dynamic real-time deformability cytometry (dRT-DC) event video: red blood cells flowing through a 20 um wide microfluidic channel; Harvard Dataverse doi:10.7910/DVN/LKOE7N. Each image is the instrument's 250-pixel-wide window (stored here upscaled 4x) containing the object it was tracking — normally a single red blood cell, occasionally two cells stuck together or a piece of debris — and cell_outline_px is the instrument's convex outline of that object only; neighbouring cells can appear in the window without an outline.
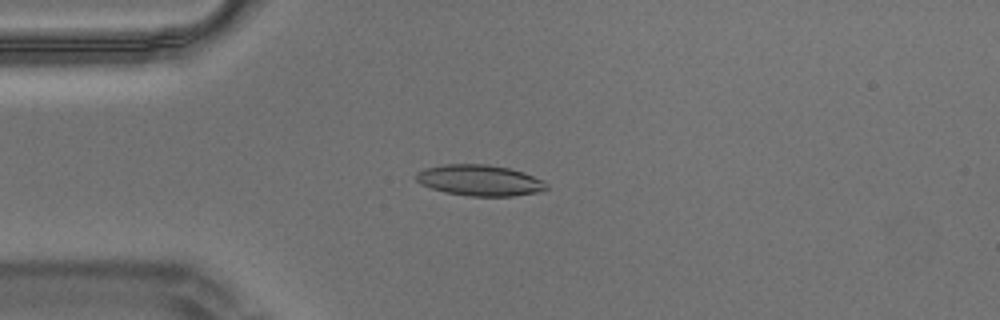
{"species": "Egyptian fruit bat (a non-hibernating species)", "species_latin": "Rousettus aegyptiacus", "temperature_condition": "warm", "stored_images_in_passage": 56, "camera_frame_rate_fps": 3000, "um_per_image_px": 0.085, "animal": {"sex": "male"}, "frame": {"image": 1, "passage_image": 13, "time_ms": 4.0, "image_size_px": [1000, 320], "cell_outline_px": [[548, 188], [536, 192], [512, 196], [468, 196], [444, 192], [420, 184], [416, 180], [416, 172], [424, 168], [440, 164], [488, 164], [508, 168], [524, 172], [544, 180], [548, 184]], "centroid_in_image_um": [40.75, 15.32], "position_along_channel_um": 44.2, "area_um2": 23.7}}
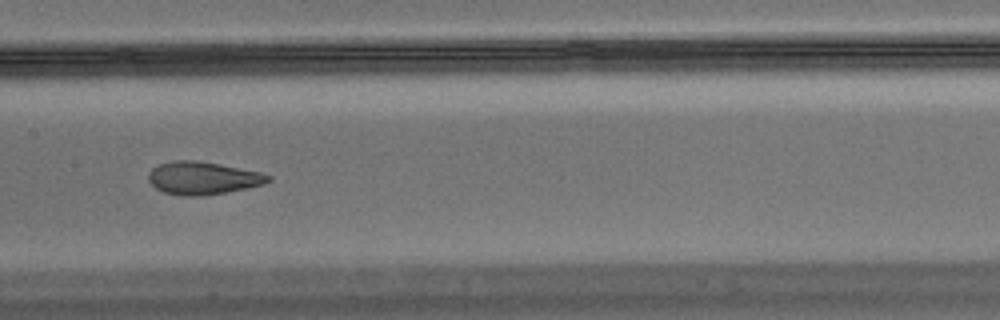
{"frame": {"image": 2, "passage_image": 27, "time_ms": 8.667, "image_size_px": [1000, 320], "cell_outline_px": [[272, 180], [264, 184], [248, 188], [200, 196], [184, 196], [164, 192], [156, 188], [148, 180], [148, 172], [152, 168], [160, 164], [172, 160], [196, 160], [220, 164], [260, 172], [272, 176]], "centroid_in_image_um": [17.24, 15.13], "position_along_channel_um": 190.2, "area_um2": 22.89}}
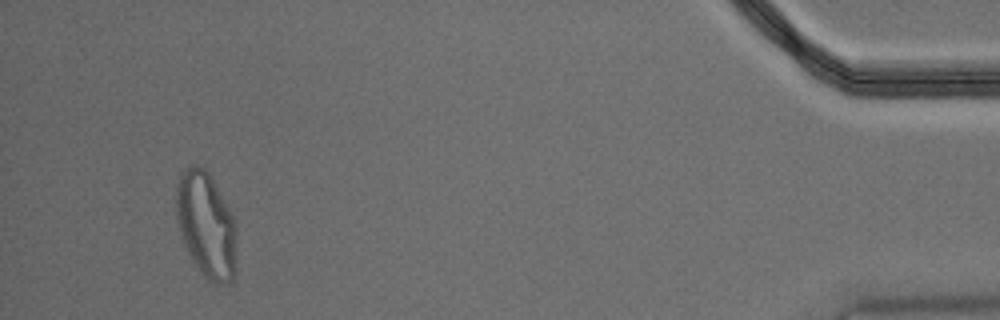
{"frame": {"image": 3, "passage_image": 53, "time_ms": 17.333, "image_size_px": [1000, 320], "cell_outline_px": [[236, 272], [232, 280], [224, 284], [216, 284], [208, 280], [204, 276], [188, 252], [180, 236], [176, 220], [176, 184], [180, 172], [188, 164], [196, 164], [204, 168], [208, 172], [228, 208], [232, 216], [236, 228]], "centroid_in_image_um": [17.5, 19.11], "position_along_channel_um": 417.7, "area_um2": 37.4}, "authors_computed_cell_mechanics": {"area_um2": 23.0911, "velocity_mm_per_s": 3.4689, "shape_relaxation_time_tau1_ms": null, "shape_relaxation_time_tau2_ms": 1.6418, "deformation_change_tau1": null, "deformation_change_tau2": 0.0613}}